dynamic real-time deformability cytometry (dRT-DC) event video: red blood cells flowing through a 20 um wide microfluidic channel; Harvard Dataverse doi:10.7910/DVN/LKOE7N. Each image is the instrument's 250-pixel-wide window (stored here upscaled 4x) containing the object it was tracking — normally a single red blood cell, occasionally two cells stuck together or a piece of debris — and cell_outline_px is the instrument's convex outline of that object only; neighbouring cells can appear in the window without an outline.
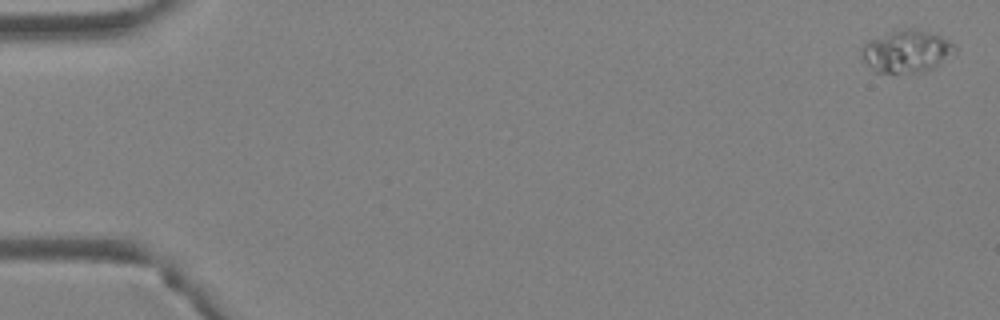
{"species": "Egyptian fruit bat (a non-hibernating species)", "species_latin": "Rousettus aegyptiacus", "temperature_condition": "warm", "stored_images_in_passage": 4, "camera_frame_rate_fps": 3000, "um_per_image_px": 0.085, "animal": {"sex": "female"}, "frame": {"image": 1, "passage_image": 1, "time_ms": 0.0, "image_size_px": [1000, 320], "cell_outline_px": [[956, 52], [940, 64], [924, 72], [876, 72], [864, 60], [864, 44], [868, 40], [904, 28], [908, 28], [940, 36], [948, 40], [956, 48]], "centroid_in_image_um": [77.1, 4.37], "position_along_channel_um": 7.9, "area_um2": 22.25}}
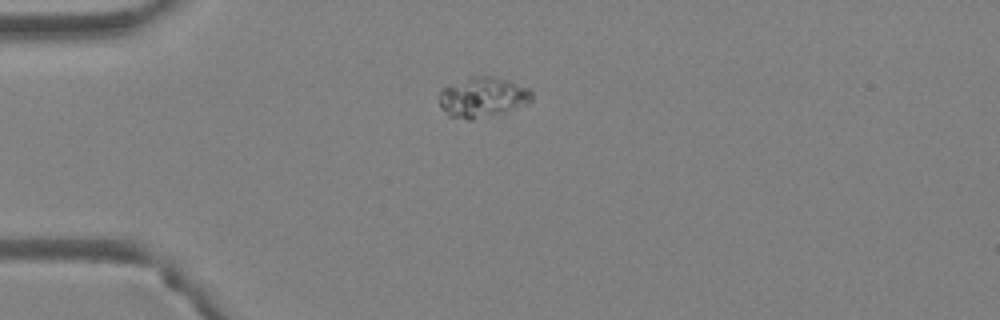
{"frame": {"image": 2, "passage_image": 4, "time_ms": 1.0, "image_size_px": [1000, 320], "cell_outline_px": [[532, 100], [528, 104], [516, 108], [472, 120], [468, 120], [448, 116], [440, 108], [440, 88], [472, 76], [492, 76], [528, 88], [532, 92]], "centroid_in_image_um": [40.98, 8.27], "position_along_channel_um": 44.0, "area_um2": 21.5}}